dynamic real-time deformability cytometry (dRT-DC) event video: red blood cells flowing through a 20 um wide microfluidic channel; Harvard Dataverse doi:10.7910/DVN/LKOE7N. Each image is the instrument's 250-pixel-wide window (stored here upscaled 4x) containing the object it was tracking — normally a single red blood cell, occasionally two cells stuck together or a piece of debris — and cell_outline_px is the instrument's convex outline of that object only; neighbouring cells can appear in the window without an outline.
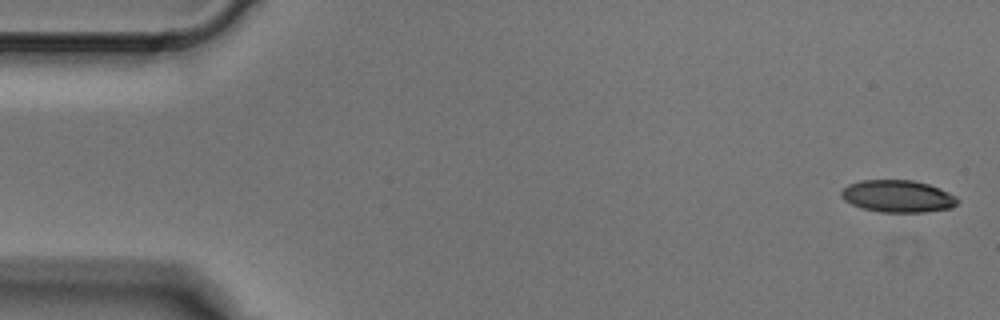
{"species": "Egyptian fruit bat (a non-hibernating species)", "species_latin": "Rousettus aegyptiacus", "temperature_condition": "cold", "stored_images_in_passage": 3, "camera_frame_rate_fps": 3000, "um_per_image_px": 0.085, "animal": {"sex": "male"}, "frame": {"image": 1, "passage_image": 1, "time_ms": 0.0, "image_size_px": [1000, 320], "cell_outline_px": [[960, 200], [952, 208], [924, 212], [880, 212], [864, 208], [852, 204], [844, 200], [840, 196], [840, 192], [848, 184], [860, 180], [912, 180], [928, 184], [940, 188], [956, 196]], "centroid_in_image_um": [76.32, 16.67], "position_along_channel_um": 8.7, "area_um2": 21.85}}
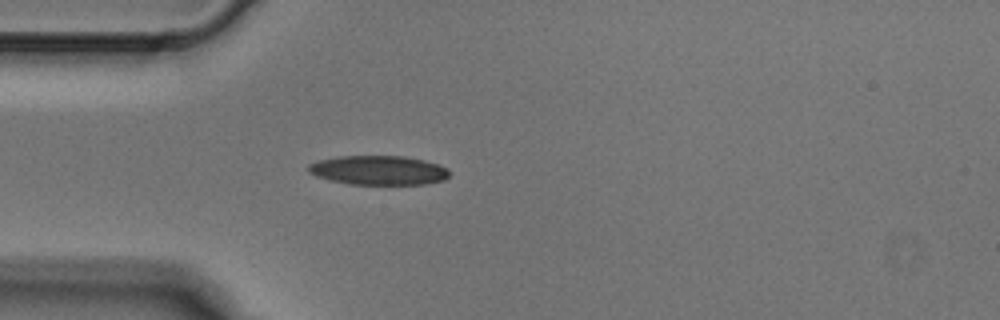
{"frame": {"image": 2, "passage_image": 3, "time_ms": 0.667, "image_size_px": [1000, 320], "cell_outline_px": [[448, 176], [444, 180], [424, 184], [348, 184], [316, 176], [308, 172], [308, 164], [320, 160], [340, 156], [404, 156], [424, 160], [440, 164], [448, 168]], "centroid_in_image_um": [32.19, 14.47], "position_along_channel_um": 52.8, "area_um2": 23.99}}